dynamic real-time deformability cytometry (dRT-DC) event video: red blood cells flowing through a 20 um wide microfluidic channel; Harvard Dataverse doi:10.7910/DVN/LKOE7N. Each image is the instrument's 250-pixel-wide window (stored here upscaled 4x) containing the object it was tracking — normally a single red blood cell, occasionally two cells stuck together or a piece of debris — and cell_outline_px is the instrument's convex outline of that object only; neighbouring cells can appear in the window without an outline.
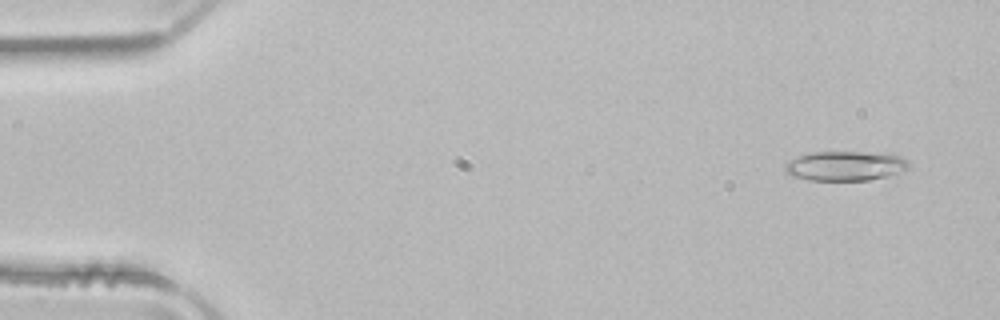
{"species": "common noctule bat (a hibernating species)", "species_latin": "Nyctalus noctula", "temperature_condition": "room temperature", "stored_images_in_passage": 51, "camera_frame_rate_fps": 3000, "um_per_image_px": 0.085, "animal": {"sex": "male", "body_mass_g": 21.5, "forearm_length_mm": 52.0}, "frame": {"image": 1, "passage_image": 3, "time_ms": 0.667, "image_size_px": [1000, 320], "cell_outline_px": [[908, 168], [884, 176], [868, 180], [808, 180], [792, 176], [784, 172], [784, 164], [788, 160], [812, 152], [860, 152], [900, 156], [908, 160]], "centroid_in_image_um": [71.75, 14.1], "position_along_channel_um": 13.3, "area_um2": 20.98}}
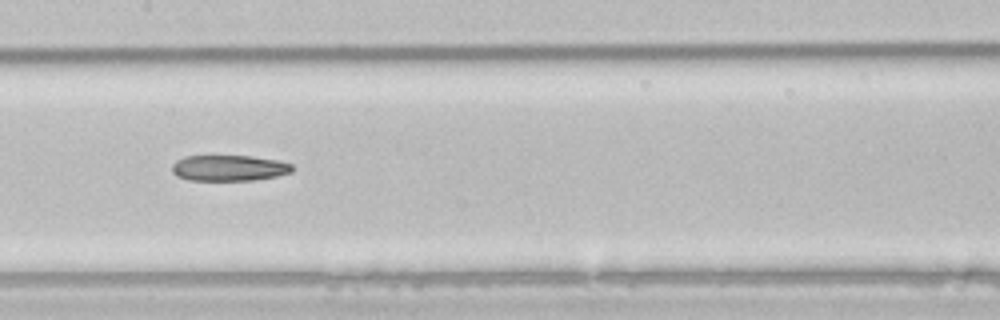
{"frame": {"image": 2, "passage_image": 25, "time_ms": 8.0, "image_size_px": [1000, 320], "cell_outline_px": [[292, 172], [276, 176], [252, 180], [188, 180], [176, 176], [172, 172], [172, 164], [176, 160], [184, 156], [252, 156], [280, 160], [292, 164]], "centroid_in_image_um": [19.45, 14.27], "position_along_channel_um": 188.0, "area_um2": 18.21}}
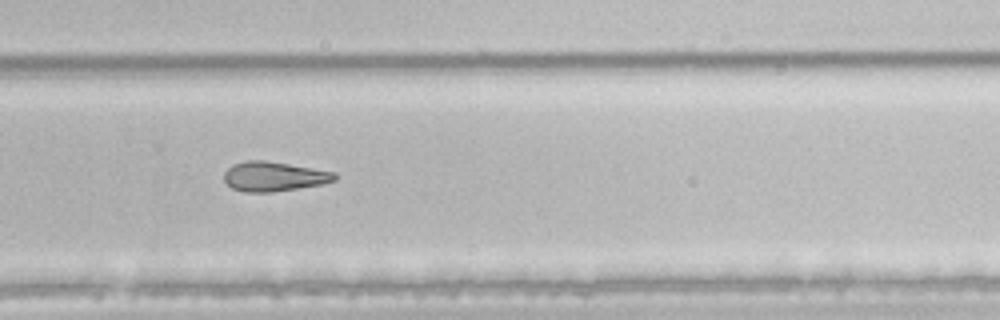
{"frame": {"image": 3, "passage_image": 34, "time_ms": 11.0, "image_size_px": [1000, 320], "cell_outline_px": [[336, 180], [324, 184], [272, 192], [244, 192], [232, 188], [224, 180], [224, 172], [232, 164], [248, 160], [264, 160], [336, 172]], "centroid_in_image_um": [23.28, 15.0], "position_along_channel_um": 306.5, "area_um2": 19.07}}